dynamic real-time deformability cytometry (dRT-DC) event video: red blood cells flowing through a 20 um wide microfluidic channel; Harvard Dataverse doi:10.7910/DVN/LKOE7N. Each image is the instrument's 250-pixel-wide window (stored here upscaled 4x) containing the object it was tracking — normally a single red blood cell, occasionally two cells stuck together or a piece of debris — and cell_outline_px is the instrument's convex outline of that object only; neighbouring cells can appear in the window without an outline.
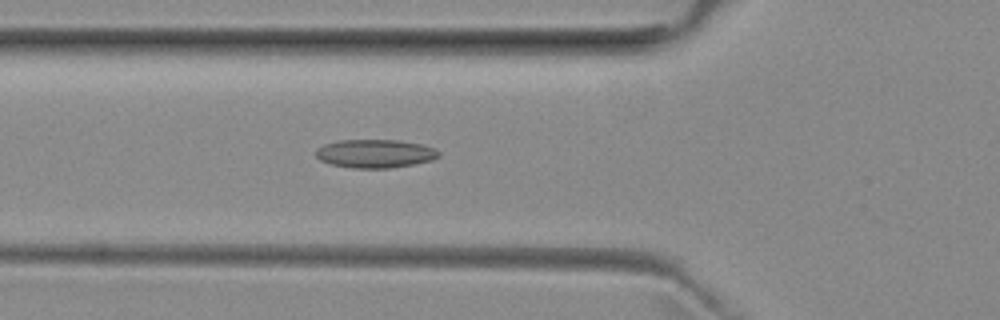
{"species": "common noctule bat (a hibernating species)", "species_latin": "Nyctalus noctula", "temperature_condition": "room temperature", "stored_images_in_passage": 41, "camera_frame_rate_fps": 3000, "um_per_image_px": 0.085, "animal": {"sex": "female", "body_mass_g": 29.2, "forearm_length_mm": 56.3}, "frame": {"image": 1, "passage_image": 12, "time_ms": 3.667, "image_size_px": [1000, 320], "cell_outline_px": [[440, 156], [432, 160], [412, 164], [388, 168], [352, 168], [332, 164], [320, 160], [316, 156], [316, 152], [324, 144], [340, 140], [400, 140], [420, 144], [432, 148], [440, 152]], "centroid_in_image_um": [31.89, 13.05], "position_along_channel_um": 93.9, "area_um2": 20.11}}
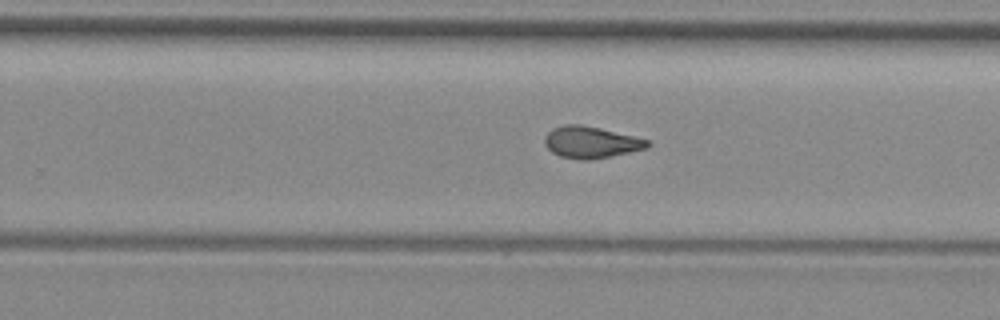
{"frame": {"image": 2, "passage_image": 26, "time_ms": 8.333, "image_size_px": [1000, 320], "cell_outline_px": [[652, 144], [648, 148], [588, 160], [580, 160], [560, 156], [552, 152], [544, 144], [544, 136], [552, 128], [564, 124], [580, 124], [600, 128], [648, 140]], "centroid_in_image_um": [50.19, 12.08], "position_along_channel_um": 279.6, "area_um2": 18.84}}
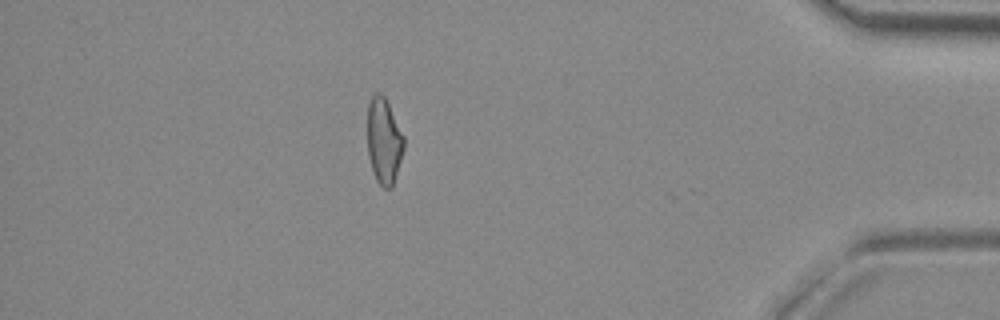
{"frame": {"image": 3, "passage_image": 39, "time_ms": 12.667, "image_size_px": [1000, 320], "cell_outline_px": [[404, 148], [392, 188], [384, 188], [376, 180], [372, 168], [368, 152], [368, 104], [372, 96], [376, 92], [380, 92], [384, 96], [404, 136]], "centroid_in_image_um": [32.63, 11.98], "position_along_channel_um": 402.6, "area_um2": 17.98}, "authors_computed_cell_mechanics": {"area_um2": 18.6694, "velocity_mm_per_s": 3.98, "shape_relaxation_time_tau1_ms": null, "shape_relaxation_time_tau2_ms": 3.5264, "deformation_change_tau1": null, "deformation_change_tau2": 0.1128}}